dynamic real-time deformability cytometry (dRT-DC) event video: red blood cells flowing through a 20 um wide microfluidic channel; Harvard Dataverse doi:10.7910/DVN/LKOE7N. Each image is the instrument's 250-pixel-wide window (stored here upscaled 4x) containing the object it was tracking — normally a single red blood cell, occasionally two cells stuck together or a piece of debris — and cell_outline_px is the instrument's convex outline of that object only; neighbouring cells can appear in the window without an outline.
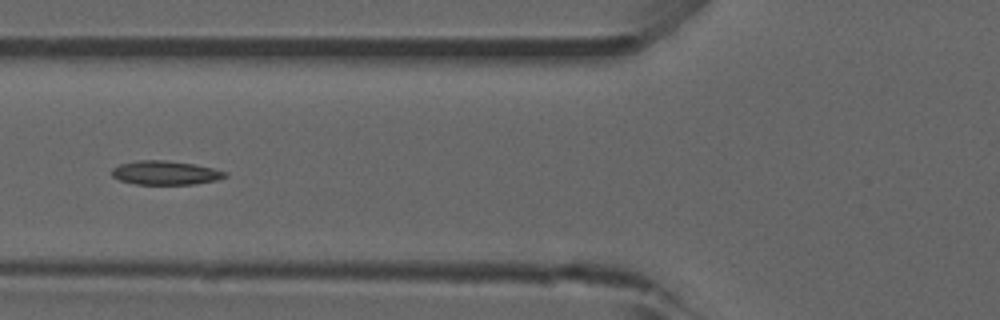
{"species": "common noctule bat (a hibernating species)", "species_latin": "Nyctalus noctula", "temperature_condition": "room temperature", "stored_images_in_passage": 47, "camera_frame_rate_fps": 3000, "um_per_image_px": 0.085, "animal": {"sex": "male", "forearm_length_mm": 52.5}, "frame": {"image": 1, "passage_image": 14, "time_ms": 4.333, "image_size_px": [1000, 320], "cell_outline_px": [[228, 176], [216, 180], [196, 184], [136, 184], [120, 180], [112, 176], [112, 168], [120, 164], [140, 160], [164, 160], [196, 164], [228, 172]], "centroid_in_image_um": [14.08, 14.68], "position_along_channel_um": 111.7, "area_um2": 15.78}, "authors_computed_cell_mechanics": {"area_um2": 15.606, "velocity_mm_per_s": 3.8572, "shape_relaxation_time_tau1_ms": null, "shape_relaxation_time_tau2_ms": 4.6522, "deformation_change_tau1": null, "deformation_change_tau2": 0.0896}}